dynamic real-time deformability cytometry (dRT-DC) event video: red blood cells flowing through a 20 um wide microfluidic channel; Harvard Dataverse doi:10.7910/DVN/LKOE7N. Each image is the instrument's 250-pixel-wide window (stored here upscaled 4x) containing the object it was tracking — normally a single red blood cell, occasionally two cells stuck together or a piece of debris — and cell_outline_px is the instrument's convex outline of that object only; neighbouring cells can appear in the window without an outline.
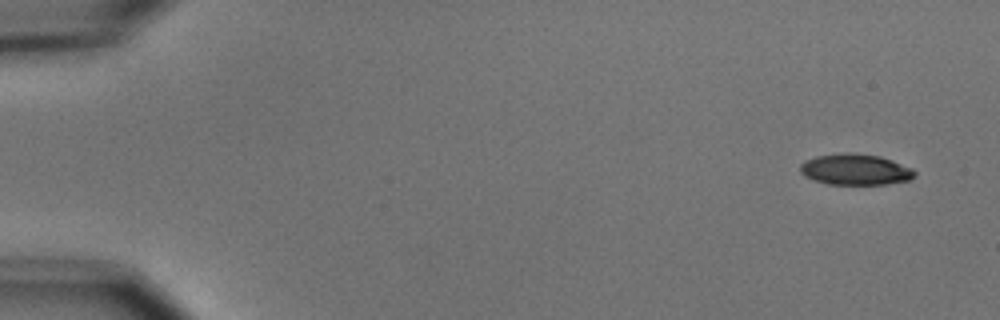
{"species": "common noctule bat (a hibernating species)", "species_latin": "Nyctalus noctula", "temperature_condition": "cold", "stored_images_in_passage": 5, "camera_frame_rate_fps": 3000, "um_per_image_px": 0.085, "animal": {"sex": "male", "body_mass_g": 15.6}, "frame": {"image": 1, "passage_image": 1, "time_ms": 0.0, "image_size_px": [1000, 320], "cell_outline_px": [[916, 176], [908, 180], [884, 184], [828, 184], [804, 176], [800, 172], [800, 164], [816, 156], [844, 152], [848, 152], [880, 156], [892, 160], [912, 168], [916, 172]], "centroid_in_image_um": [72.71, 14.4], "position_along_channel_um": 12.3, "area_um2": 20.58}}
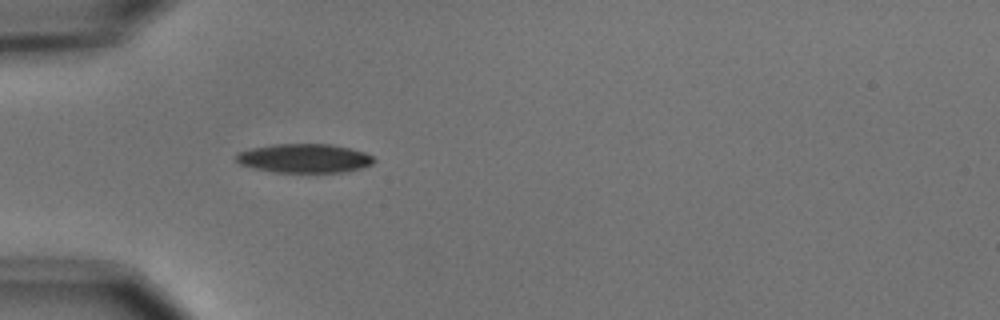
{"frame": {"image": 2, "passage_image": 5, "time_ms": 4.667, "image_size_px": [1000, 320], "cell_outline_px": [[376, 160], [372, 164], [360, 168], [344, 172], [276, 172], [252, 168], [240, 164], [236, 160], [236, 152], [252, 148], [272, 144], [328, 144], [348, 148], [364, 152], [372, 156]], "centroid_in_image_um": [25.84, 13.45], "position_along_channel_um": 59.2, "area_um2": 23.18}}